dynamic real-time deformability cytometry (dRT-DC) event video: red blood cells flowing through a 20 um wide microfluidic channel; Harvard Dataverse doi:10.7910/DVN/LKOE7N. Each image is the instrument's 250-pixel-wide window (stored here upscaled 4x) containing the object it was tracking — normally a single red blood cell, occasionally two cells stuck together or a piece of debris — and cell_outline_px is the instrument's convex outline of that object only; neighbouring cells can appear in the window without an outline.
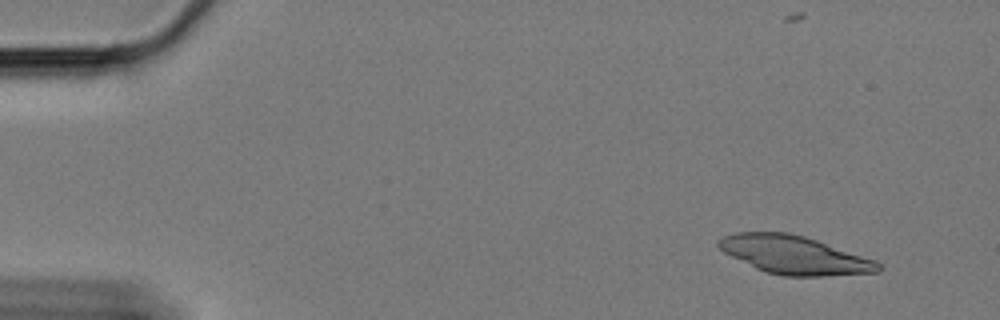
{"species": "Egyptian fruit bat (a non-hibernating species)", "species_latin": "Rousettus aegyptiacus", "temperature_condition": "cold", "stored_images_in_passage": 12, "camera_frame_rate_fps": 3000, "um_per_image_px": 0.085, "animal": {"sex": "female"}, "frame": {"image": 1, "passage_image": 1, "time_ms": 0.0, "image_size_px": [1000, 320], "cell_outline_px": [[884, 268], [880, 272], [824, 276], [784, 276], [764, 272], [724, 252], [716, 244], [716, 240], [724, 236], [736, 232], [788, 232], [804, 236], [876, 260]], "centroid_in_image_um": [67.53, 21.67], "position_along_channel_um": 17.5, "area_um2": 35.55}}